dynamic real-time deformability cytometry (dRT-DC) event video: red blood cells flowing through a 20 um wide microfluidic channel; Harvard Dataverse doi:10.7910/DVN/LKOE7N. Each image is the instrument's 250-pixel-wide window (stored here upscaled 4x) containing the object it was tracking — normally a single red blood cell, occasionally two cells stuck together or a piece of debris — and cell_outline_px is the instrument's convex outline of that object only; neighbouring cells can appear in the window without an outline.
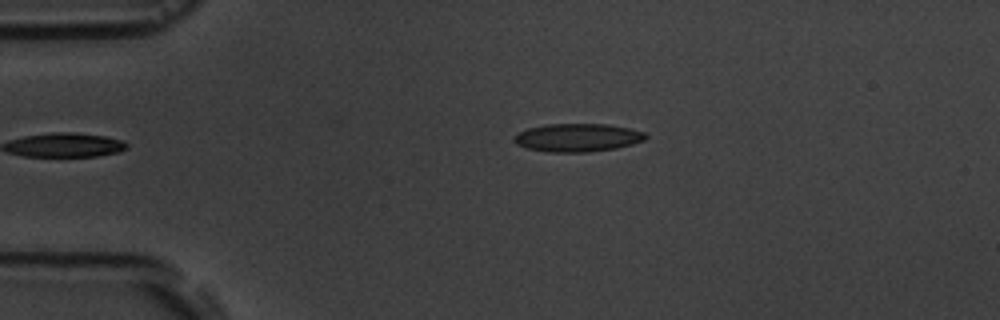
{"species": "common noctule bat (a hibernating species)", "species_latin": "Nyctalus noctula", "temperature_condition": "room temperature", "stored_images_in_passage": 2, "camera_frame_rate_fps": 3000, "um_per_image_px": 0.085, "animal": {"sex": "male", "body_mass_g": 19.5, "forearm_length_mm": 54.6}, "frame": {"image": 1, "passage_image": 1, "time_ms": 0.0, "image_size_px": [1000, 320], "cell_outline_px": [[648, 136], [644, 140], [632, 144], [616, 148], [588, 152], [548, 152], [528, 148], [516, 144], [512, 140], [512, 136], [528, 128], [544, 124], [608, 124], [628, 128], [644, 132]], "centroid_in_image_um": [49.07, 11.69], "position_along_channel_um": 35.9, "area_um2": 21.62}}
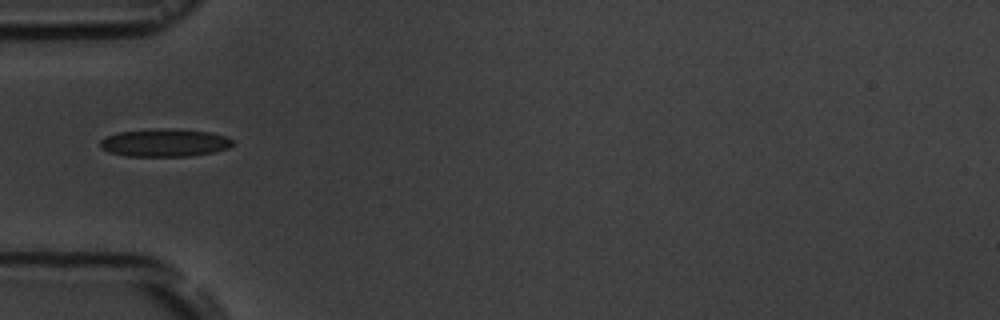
{"frame": {"image": 2, "passage_image": 2, "time_ms": 2.0, "image_size_px": [1000, 320], "cell_outline_px": [[232, 144], [228, 148], [212, 152], [188, 156], [124, 156], [108, 152], [100, 148], [100, 140], [116, 132], [160, 128], [168, 128], [208, 132], [228, 136], [232, 140]], "centroid_in_image_um": [13.95, 12.13], "position_along_channel_um": 71.0, "area_um2": 21.5}}